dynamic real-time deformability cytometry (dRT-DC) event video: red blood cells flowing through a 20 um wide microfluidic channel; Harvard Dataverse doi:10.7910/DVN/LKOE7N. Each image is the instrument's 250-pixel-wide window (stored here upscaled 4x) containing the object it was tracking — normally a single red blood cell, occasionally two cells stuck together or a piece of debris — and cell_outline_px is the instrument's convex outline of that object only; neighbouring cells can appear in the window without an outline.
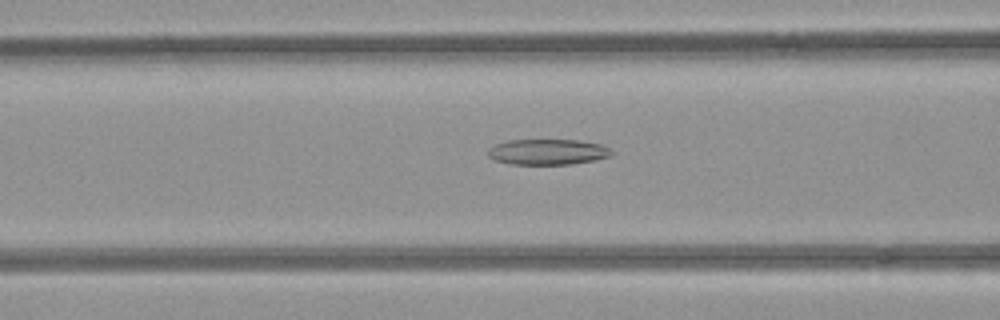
{"species": "common noctule bat (a hibernating species)", "species_latin": "Nyctalus noctula", "temperature_condition": "room temperature", "stored_images_in_passage": 53, "camera_frame_rate_fps": 3000, "um_per_image_px": 0.085, "animal": {"sex": "female", "body_mass_g": 21.9}, "frame": {"image": 1, "passage_image": 22, "time_ms": 7.0, "image_size_px": [1000, 320], "cell_outline_px": [[616, 152], [612, 156], [596, 160], [572, 164], [508, 164], [496, 160], [488, 156], [488, 148], [496, 144], [508, 140], [576, 140], [600, 144]], "centroid_in_image_um": [46.58, 12.92], "position_along_channel_um": 120.0, "area_um2": 18.55}}
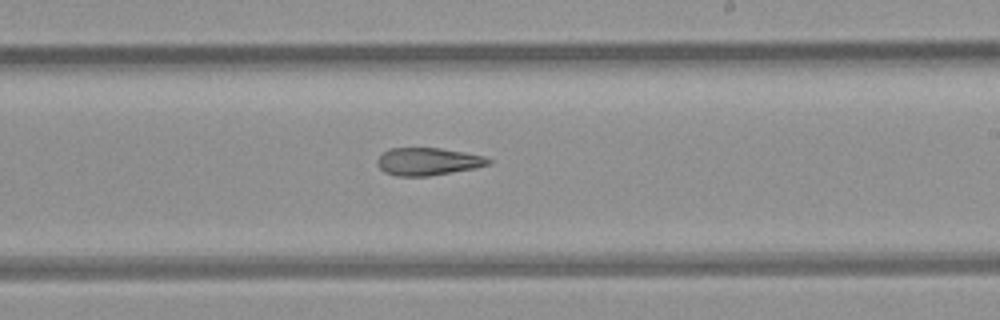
{"frame": {"image": 2, "passage_image": 32, "time_ms": 10.333, "image_size_px": [1000, 320], "cell_outline_px": [[492, 164], [472, 168], [428, 176], [396, 176], [384, 172], [376, 164], [376, 160], [388, 148], [440, 148], [464, 152], [484, 156], [492, 160]], "centroid_in_image_um": [36.35, 13.72], "position_along_channel_um": 252.7, "area_um2": 17.8}}
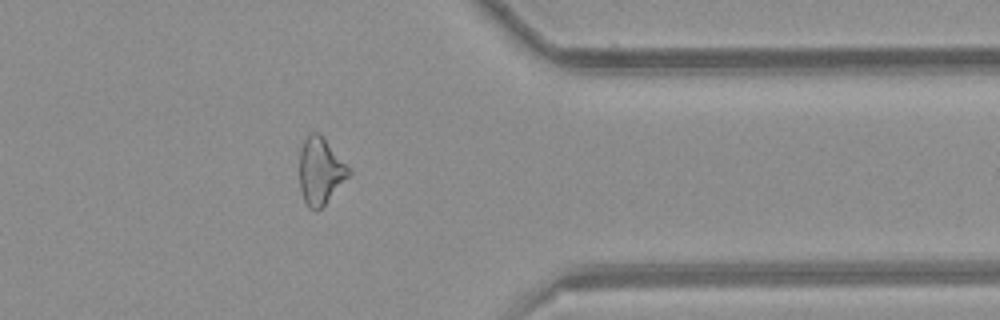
{"frame": {"image": 3, "passage_image": 43, "time_ms": 14.0, "image_size_px": [1000, 320], "cell_outline_px": [[352, 172], [324, 204], [316, 212], [308, 208], [304, 200], [300, 188], [300, 152], [304, 140], [312, 132], [316, 132], [324, 140]], "centroid_in_image_um": [27.2, 14.59], "position_along_channel_um": 384.2, "area_um2": 18.38}, "authors_computed_cell_mechanics": {"area_um2": 21.1548, "velocity_mm_per_s": 3.9726, "shape_relaxation_time_tau1_ms": null, "shape_relaxation_time_tau2_ms": 3.7961, "deformation_change_tau1": null, "deformation_change_tau2": 0.1368}}